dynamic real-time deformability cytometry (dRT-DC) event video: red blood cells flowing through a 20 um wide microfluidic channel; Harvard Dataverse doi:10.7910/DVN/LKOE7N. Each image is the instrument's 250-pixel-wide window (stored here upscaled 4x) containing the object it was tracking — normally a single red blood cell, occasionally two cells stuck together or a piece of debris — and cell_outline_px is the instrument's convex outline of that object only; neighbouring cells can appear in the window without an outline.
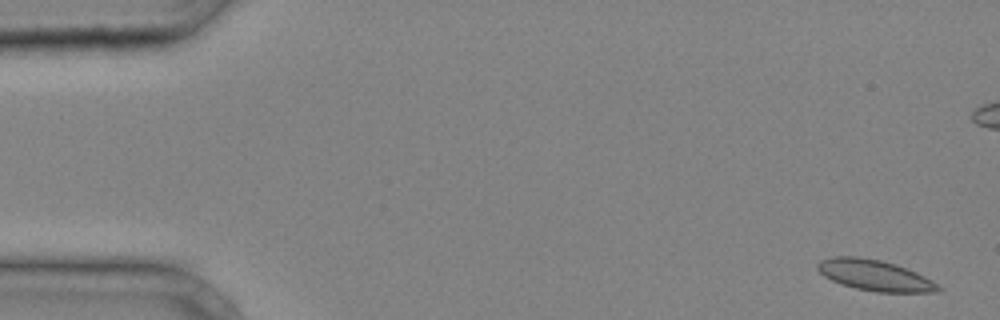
{"species": "common noctule bat (a hibernating species)", "species_latin": "Nyctalus noctula", "temperature_condition": "cold", "stored_images_in_passage": 12, "camera_frame_rate_fps": 3000, "um_per_image_px": 0.085, "animal": {"sex": "male", "body_mass_g": 20.4}, "frame": {"image": 1, "passage_image": 1, "time_ms": 0.0, "image_size_px": [1000, 320], "cell_outline_px": [[944, 288], [940, 292], [876, 292], [856, 288], [840, 284], [824, 276], [816, 268], [816, 264], [820, 260], [832, 256], [856, 256], [880, 260], [896, 264], [916, 272], [932, 280]], "centroid_in_image_um": [74.36, 23.4], "position_along_channel_um": 10.6, "area_um2": 21.85}}